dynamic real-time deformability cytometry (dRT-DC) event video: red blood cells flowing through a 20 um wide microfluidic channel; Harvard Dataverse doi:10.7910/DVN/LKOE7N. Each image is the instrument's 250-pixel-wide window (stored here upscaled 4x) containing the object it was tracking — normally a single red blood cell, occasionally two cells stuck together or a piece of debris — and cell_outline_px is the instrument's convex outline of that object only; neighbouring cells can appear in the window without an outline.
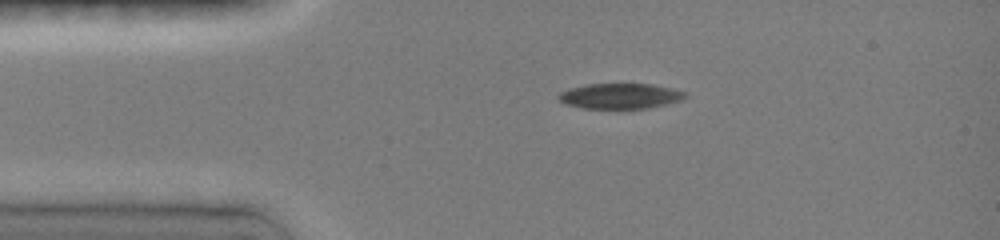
{"species": "common noctule bat (a hibernating species)", "species_latin": "Nyctalus noctula", "temperature_condition": "room temperature", "stored_images_in_passage": 39, "camera_frame_rate_fps": 3000, "um_per_image_px": 0.085, "animal": {"sex": "female", "body_mass_g": 19.0, "forearm_length_mm": 51.5}, "frame": {"image": 1, "passage_image": 1, "time_ms": 0.0, "image_size_px": [1000, 240], "cell_outline_px": [[688, 96], [680, 100], [668, 104], [648, 108], [584, 108], [564, 104], [556, 96], [560, 92], [568, 88], [588, 84], [652, 84], [672, 88], [688, 92]], "centroid_in_image_um": [52.73, 8.16], "position_along_channel_um": 32.3, "area_um2": 18.84}}
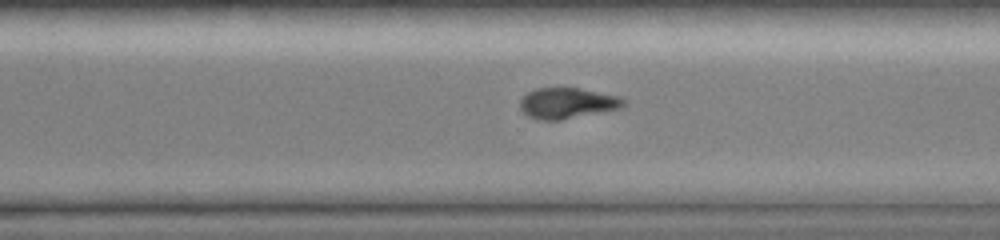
{"frame": {"image": 2, "passage_image": 25, "time_ms": 8.0, "image_size_px": [1000, 240], "cell_outline_px": [[624, 104], [620, 108], [560, 120], [540, 120], [528, 116], [520, 108], [520, 100], [528, 92], [536, 88], [576, 88], [620, 96], [624, 100]], "centroid_in_image_um": [48.19, 8.77], "position_along_channel_um": 322.4, "area_um2": 18.26}}
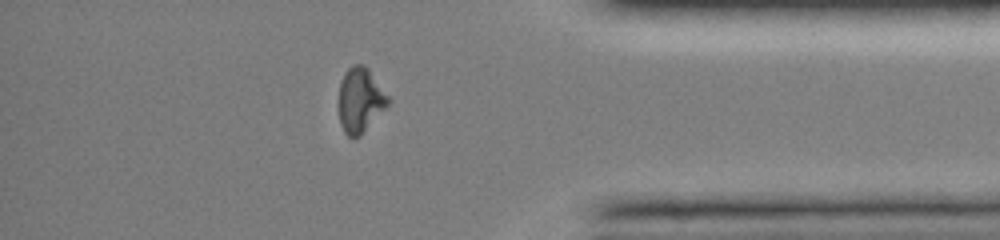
{"frame": {"image": 3, "passage_image": 32, "time_ms": 10.333, "image_size_px": [1000, 240], "cell_outline_px": [[392, 100], [360, 136], [348, 136], [344, 132], [340, 124], [340, 84], [344, 72], [352, 64], [364, 64], [368, 68]], "centroid_in_image_um": [30.64, 8.48], "position_along_channel_um": 404.6, "area_um2": 18.44}, "authors_computed_cell_mechanics": {"area_um2": 19.8254, "velocity_mm_per_s": 4.0329, "shape_relaxation_time_tau1_ms": 3.8604, "shape_relaxation_time_tau2_ms": null, "deformation_change_tau1": 0.1414, "deformation_change_tau2": null}}